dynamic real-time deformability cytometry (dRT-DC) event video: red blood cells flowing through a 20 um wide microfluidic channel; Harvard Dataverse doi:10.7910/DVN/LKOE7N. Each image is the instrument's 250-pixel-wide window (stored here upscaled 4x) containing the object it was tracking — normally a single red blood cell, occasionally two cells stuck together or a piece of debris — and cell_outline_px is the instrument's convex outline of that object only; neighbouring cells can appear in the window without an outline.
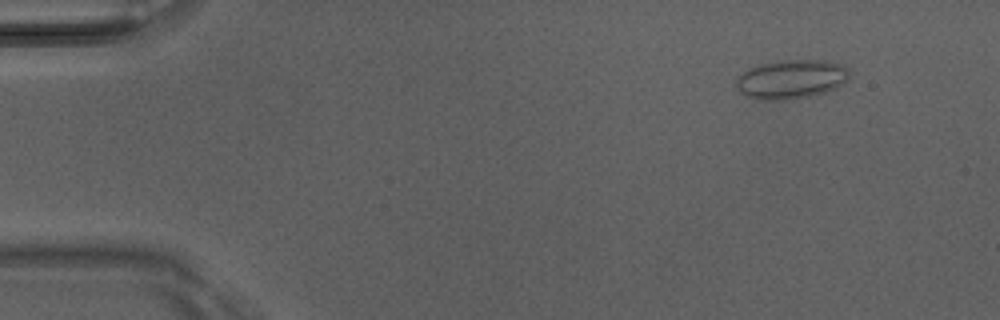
{"species": "Egyptian fruit bat (a non-hibernating species)", "species_latin": "Rousettus aegyptiacus", "temperature_condition": "room temperature", "stored_images_in_passage": 5, "camera_frame_rate_fps": 3000, "um_per_image_px": 0.085, "animal": {"sex": "male"}, "frame": {"image": 1, "passage_image": 2, "time_ms": 0.333, "image_size_px": [1000, 320], "cell_outline_px": [[848, 80], [836, 88], [824, 92], [808, 96], [788, 100], [756, 100], [740, 92], [736, 84], [736, 80], [744, 72], [752, 68], [764, 64], [788, 60], [824, 60], [844, 64], [848, 68]], "centroid_in_image_um": [67.3, 6.75], "position_along_channel_um": 17.7, "area_um2": 25.49}}